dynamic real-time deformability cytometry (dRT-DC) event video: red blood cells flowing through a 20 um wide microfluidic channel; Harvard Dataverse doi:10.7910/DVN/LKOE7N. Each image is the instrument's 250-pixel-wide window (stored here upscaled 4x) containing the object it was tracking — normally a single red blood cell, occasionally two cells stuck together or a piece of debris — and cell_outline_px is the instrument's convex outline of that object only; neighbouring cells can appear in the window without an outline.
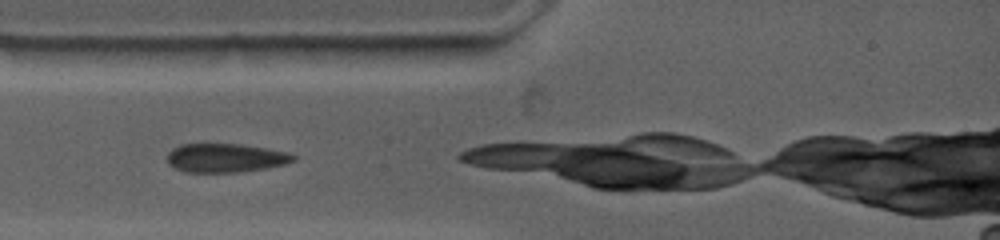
{"species": "common noctule bat (a hibernating species)", "species_latin": "Nyctalus noctula", "temperature_condition": "warm", "stored_images_in_passage": 16, "camera_frame_rate_fps": 4500, "um_per_image_px": 0.085, "animal": {"sex": "female", "body_mass_g": 19.0, "forearm_length_mm": 53.3}, "frame": {"image": 1, "passage_image": 1, "time_ms": 0.0, "image_size_px": [1000, 240], "cell_outline_px": [[296, 160], [284, 164], [264, 168], [236, 172], [184, 172], [168, 164], [168, 152], [172, 148], [180, 144], [204, 140], [240, 144], [288, 152], [296, 156]], "centroid_in_image_um": [19.08, 13.37], "position_along_channel_um": 65.9, "area_um2": 21.91}}
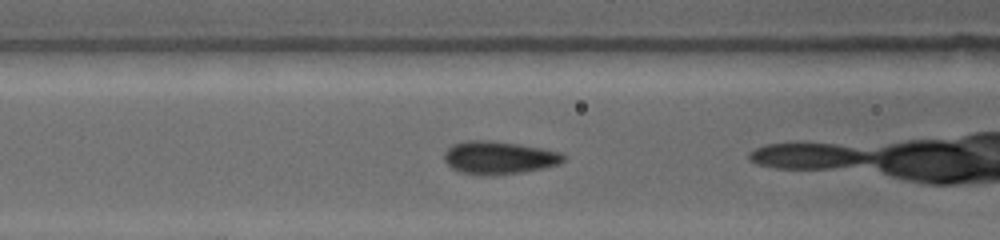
{"frame": {"image": 2, "passage_image": 7, "time_ms": 1.556, "image_size_px": [1000, 240], "cell_outline_px": [[564, 160], [556, 164], [544, 168], [520, 172], [488, 176], [476, 176], [460, 172], [452, 168], [444, 160], [444, 152], [452, 144], [464, 140], [492, 140], [520, 144], [544, 148], [560, 152], [564, 156]], "centroid_in_image_um": [42.35, 13.39], "position_along_channel_um": 124.2, "area_um2": 23.12}}
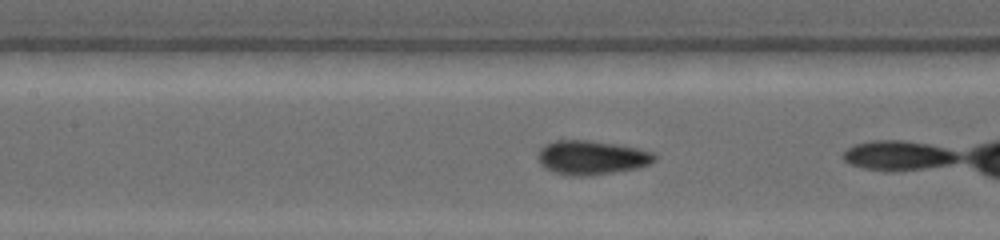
{"frame": {"image": 3, "passage_image": 10, "time_ms": 2.444, "image_size_px": [1000, 240], "cell_outline_px": [[656, 160], [640, 168], [592, 176], [568, 176], [552, 172], [544, 168], [540, 164], [536, 156], [540, 148], [544, 144], [556, 140], [588, 140], [616, 144], [636, 148], [652, 152], [656, 156]], "centroid_in_image_um": [50.24, 13.41], "position_along_channel_um": 157.2, "area_um2": 23.58}}